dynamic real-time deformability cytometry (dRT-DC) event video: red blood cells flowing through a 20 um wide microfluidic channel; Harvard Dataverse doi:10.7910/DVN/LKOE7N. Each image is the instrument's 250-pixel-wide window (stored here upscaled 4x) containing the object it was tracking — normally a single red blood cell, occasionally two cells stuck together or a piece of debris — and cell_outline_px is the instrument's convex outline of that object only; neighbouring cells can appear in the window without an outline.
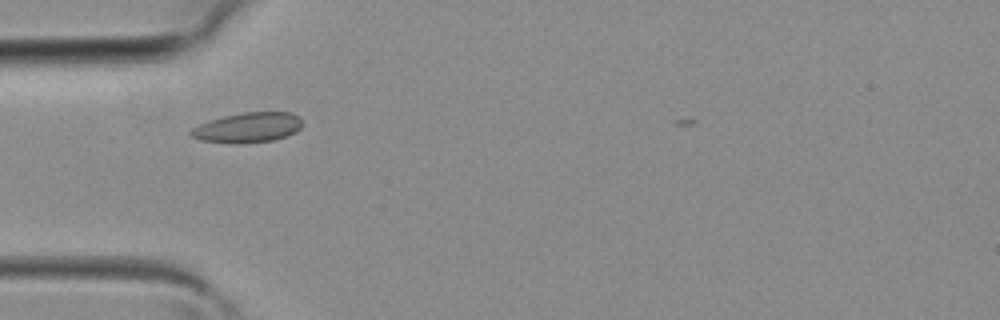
{"species": "common noctule bat (a hibernating species)", "species_latin": "Nyctalus noctula", "temperature_condition": "room temperature", "stored_images_in_passage": 3, "camera_frame_rate_fps": 3000, "um_per_image_px": 0.085, "animal": {"sex": "female", "body_mass_g": 19.3, "forearm_length_mm": 54.1}, "frame": {"image": 1, "passage_image": 1, "time_ms": 0.0, "image_size_px": [1000, 320], "cell_outline_px": [[300, 128], [296, 132], [272, 140], [200, 140], [192, 136], [188, 132], [192, 128], [200, 124], [224, 116], [244, 112], [292, 112], [300, 120]], "centroid_in_image_um": [21.09, 10.78], "position_along_channel_um": 63.9, "area_um2": 18.15}}